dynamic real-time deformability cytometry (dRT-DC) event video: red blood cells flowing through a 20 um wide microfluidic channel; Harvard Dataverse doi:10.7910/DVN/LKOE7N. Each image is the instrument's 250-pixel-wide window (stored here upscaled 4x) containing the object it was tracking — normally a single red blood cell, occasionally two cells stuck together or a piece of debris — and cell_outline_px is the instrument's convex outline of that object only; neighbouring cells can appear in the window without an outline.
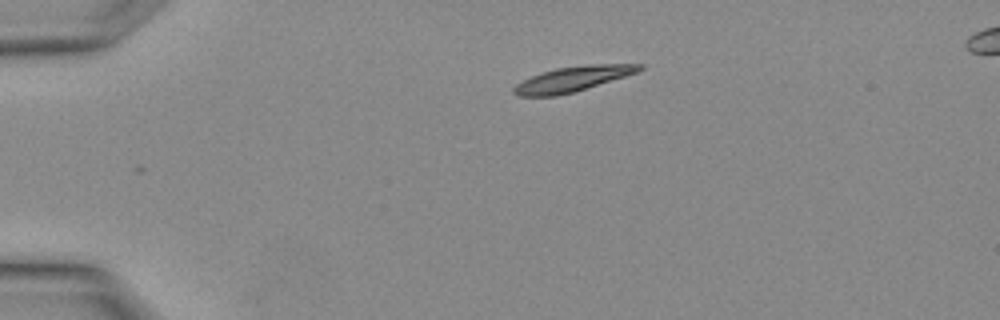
{"species": "Egyptian fruit bat (a non-hibernating species)", "species_latin": "Rousettus aegyptiacus", "temperature_condition": "warm", "stored_images_in_passage": 3, "camera_frame_rate_fps": 3000, "um_per_image_px": 0.085, "animal": {"sex": "female"}, "frame": {"image": 1, "passage_image": 3, "time_ms": 0.667, "image_size_px": [1000, 320], "cell_outline_px": [[644, 68], [640, 72], [572, 92], [556, 96], [516, 96], [512, 92], [512, 88], [516, 84], [532, 76], [556, 68], [592, 64], [644, 64]], "centroid_in_image_um": [48.7, 6.71], "position_along_channel_um": 36.3, "area_um2": 18.21}}